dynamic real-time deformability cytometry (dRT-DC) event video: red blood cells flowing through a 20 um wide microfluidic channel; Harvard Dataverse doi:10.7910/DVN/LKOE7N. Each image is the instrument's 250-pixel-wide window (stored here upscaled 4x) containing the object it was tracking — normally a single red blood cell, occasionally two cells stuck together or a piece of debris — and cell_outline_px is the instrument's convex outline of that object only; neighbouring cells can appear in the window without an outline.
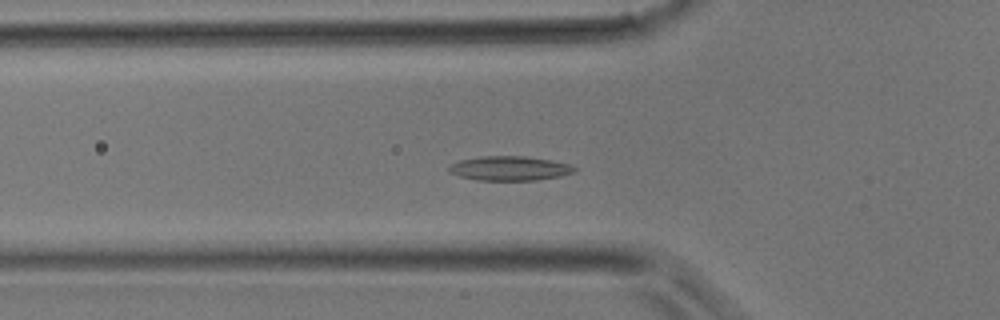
{"species": "common noctule bat (a hibernating species)", "species_latin": "Nyctalus noctula", "temperature_condition": "room temperature", "stored_images_in_passage": 33, "camera_frame_rate_fps": 3000, "um_per_image_px": 0.085, "animal": {"sex": "male", "body_mass_g": 17.9}, "frame": {"image": 1, "passage_image": 7, "time_ms": 2.0, "image_size_px": [1000, 320], "cell_outline_px": [[576, 172], [560, 176], [536, 180], [476, 180], [460, 176], [448, 172], [448, 164], [460, 160], [480, 156], [524, 156], [548, 160], [568, 164], [576, 168]], "centroid_in_image_um": [43.26, 14.31], "position_along_channel_um": 82.5, "area_um2": 17.8}}
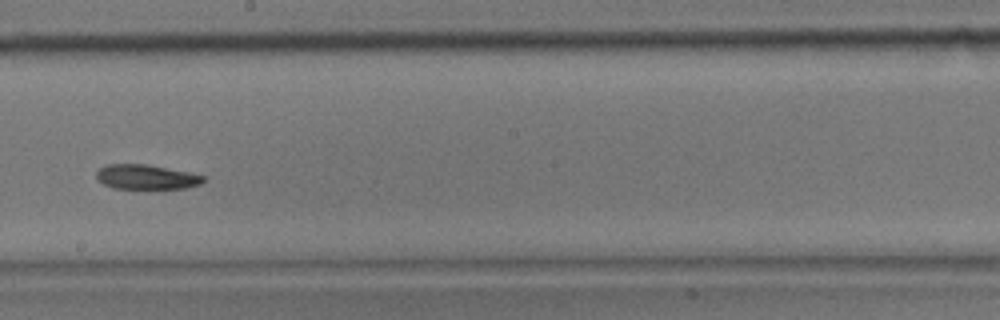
{"frame": {"image": 2, "passage_image": 16, "time_ms": 5.0, "image_size_px": [1000, 320], "cell_outline_px": [[204, 180], [200, 184], [184, 188], [112, 188], [96, 180], [96, 172], [100, 168], [108, 164], [148, 164], [188, 172], [204, 176]], "centroid_in_image_um": [12.39, 15.03], "position_along_channel_um": 235.8, "area_um2": 15.26}}
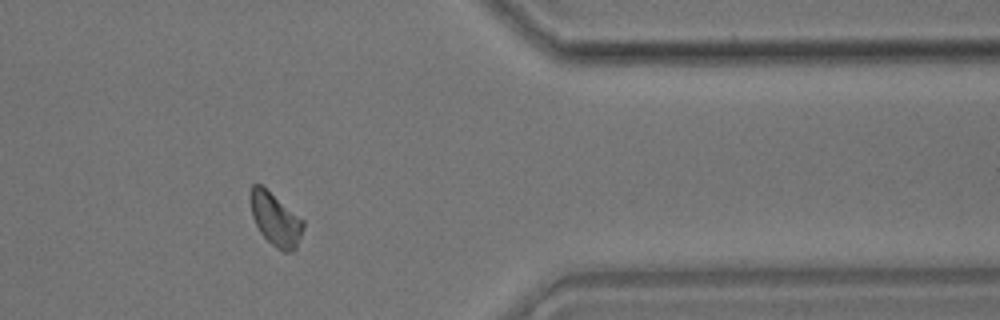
{"frame": {"image": 3, "passage_image": 26, "time_ms": 8.333, "image_size_px": [1000, 320], "cell_outline_px": [[304, 228], [296, 248], [292, 252], [284, 252], [276, 248], [260, 232], [252, 216], [248, 196], [252, 184], [260, 184], [304, 220]], "centroid_in_image_um": [23.4, 18.64], "position_along_channel_um": 388.0, "area_um2": 16.3}}